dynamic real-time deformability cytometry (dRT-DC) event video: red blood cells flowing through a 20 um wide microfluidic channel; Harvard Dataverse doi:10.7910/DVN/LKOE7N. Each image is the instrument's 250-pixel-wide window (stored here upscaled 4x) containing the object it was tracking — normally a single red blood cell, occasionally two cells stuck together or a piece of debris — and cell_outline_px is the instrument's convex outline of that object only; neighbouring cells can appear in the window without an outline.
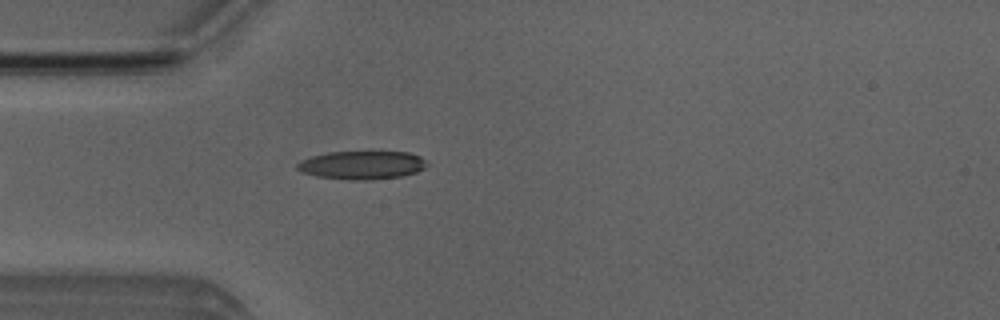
{"species": "Egyptian fruit bat (a non-hibernating species)", "species_latin": "Rousettus aegyptiacus", "temperature_condition": "room temperature", "stored_images_in_passage": 1, "camera_frame_rate_fps": 3000, "um_per_image_px": 0.085, "animal": {"sex": "male"}, "frame": {"image": 1, "passage_image": 1, "time_ms": 0.0, "image_size_px": [1000, 320], "cell_outline_px": [[428, 164], [424, 168], [416, 172], [400, 176], [368, 180], [348, 180], [316, 176], [304, 172], [296, 168], [296, 164], [312, 156], [328, 152], [408, 152], [420, 156]], "centroid_in_image_um": [30.78, 14.03], "position_along_channel_um": 54.2, "area_um2": 21.21}}